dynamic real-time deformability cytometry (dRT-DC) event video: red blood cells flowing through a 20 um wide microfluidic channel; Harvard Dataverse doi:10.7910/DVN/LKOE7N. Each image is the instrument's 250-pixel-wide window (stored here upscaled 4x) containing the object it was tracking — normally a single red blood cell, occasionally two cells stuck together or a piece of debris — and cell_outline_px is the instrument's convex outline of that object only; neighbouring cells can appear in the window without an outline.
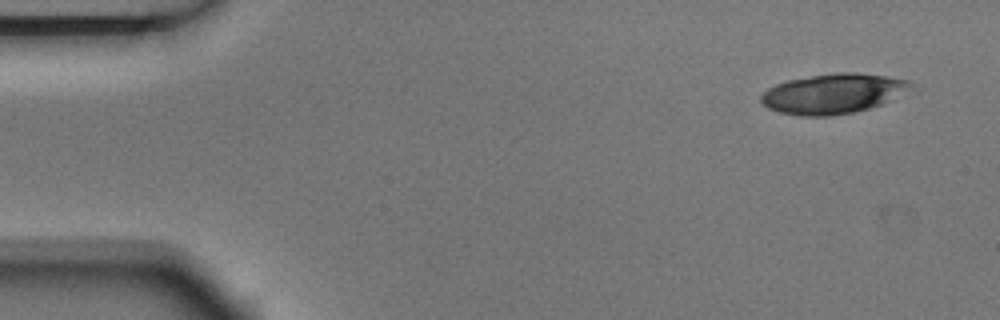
{"species": "Egyptian fruit bat (a non-hibernating species)", "species_latin": "Rousettus aegyptiacus", "temperature_condition": "room temperature", "stored_images_in_passage": 5, "segment_of_instrument_passage": [2, 2], "camera_frame_rate_fps": 3000, "um_per_image_px": 0.085, "animal": {"sex": "male"}, "frame": {"image": 1, "passage_image": 5, "time_ms": 1.333, "image_size_px": [1000, 320], "cell_outline_px": [[912, 84], [880, 104], [868, 108], [852, 112], [828, 116], [800, 116], [780, 112], [768, 108], [760, 100], [760, 96], [768, 88], [776, 84], [788, 80], [836, 72], [856, 72], [888, 76], [908, 80]], "centroid_in_image_um": [70.7, 7.95], "position_along_channel_um": 14.3, "area_um2": 33.99}}